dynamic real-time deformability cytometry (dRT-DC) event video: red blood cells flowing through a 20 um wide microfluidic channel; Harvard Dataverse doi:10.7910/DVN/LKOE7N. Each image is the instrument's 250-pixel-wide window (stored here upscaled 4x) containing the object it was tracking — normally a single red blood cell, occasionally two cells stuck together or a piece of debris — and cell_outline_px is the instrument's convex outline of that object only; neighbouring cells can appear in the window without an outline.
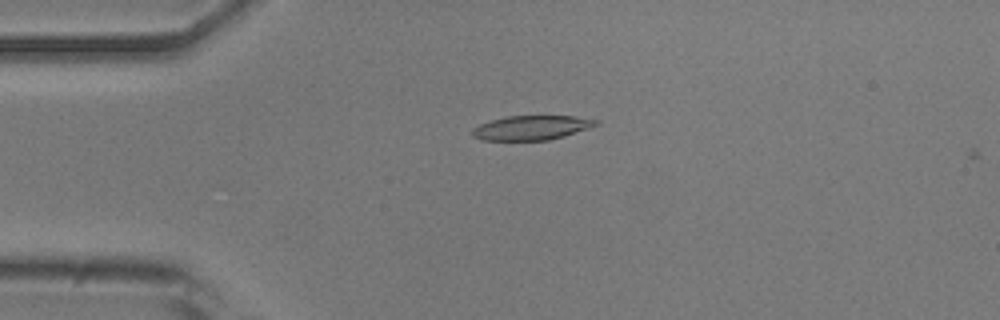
{"species": "common noctule bat (a hibernating species)", "species_latin": "Nyctalus noctula", "temperature_condition": "room temperature", "stored_images_in_passage": 13, "camera_frame_rate_fps": 3000, "um_per_image_px": 0.085, "animal": {"sex": "male", "body_mass_g": 20.5, "forearm_length_mm": 52.5}, "frame": {"image": 1, "passage_image": 12, "time_ms": 3.667, "image_size_px": [1000, 320], "cell_outline_px": [[600, 124], [564, 136], [548, 140], [484, 140], [472, 136], [472, 128], [480, 124], [492, 120], [508, 116], [576, 116], [600, 120]], "centroid_in_image_um": [45.21, 10.85], "position_along_channel_um": 39.8, "area_um2": 17.51}}